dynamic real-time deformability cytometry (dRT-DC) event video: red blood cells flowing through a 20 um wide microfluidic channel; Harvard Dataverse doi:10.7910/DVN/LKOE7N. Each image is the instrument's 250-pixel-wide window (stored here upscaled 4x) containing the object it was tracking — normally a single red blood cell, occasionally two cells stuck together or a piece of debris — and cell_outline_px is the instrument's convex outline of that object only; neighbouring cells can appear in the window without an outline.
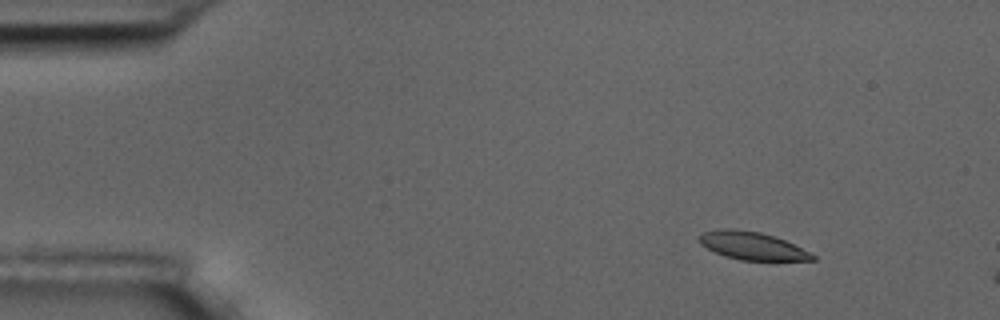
{"species": "common noctule bat (a hibernating species)", "species_latin": "Nyctalus noctula", "temperature_condition": "room temperature", "stored_images_in_passage": 4, "camera_frame_rate_fps": 3000, "um_per_image_px": 0.085, "animal": {"sex": "male", "body_mass_g": 17.5, "forearm_length_mm": 52.3}, "frame": {"image": 1, "passage_image": 3, "time_ms": 2.0, "image_size_px": [1000, 320], "cell_outline_px": [[816, 260], [740, 260], [724, 256], [700, 244], [700, 236], [704, 232], [724, 228], [736, 228], [760, 232], [784, 240], [816, 256]], "centroid_in_image_um": [63.91, 20.89], "position_along_channel_um": 21.1, "area_um2": 18.03}}